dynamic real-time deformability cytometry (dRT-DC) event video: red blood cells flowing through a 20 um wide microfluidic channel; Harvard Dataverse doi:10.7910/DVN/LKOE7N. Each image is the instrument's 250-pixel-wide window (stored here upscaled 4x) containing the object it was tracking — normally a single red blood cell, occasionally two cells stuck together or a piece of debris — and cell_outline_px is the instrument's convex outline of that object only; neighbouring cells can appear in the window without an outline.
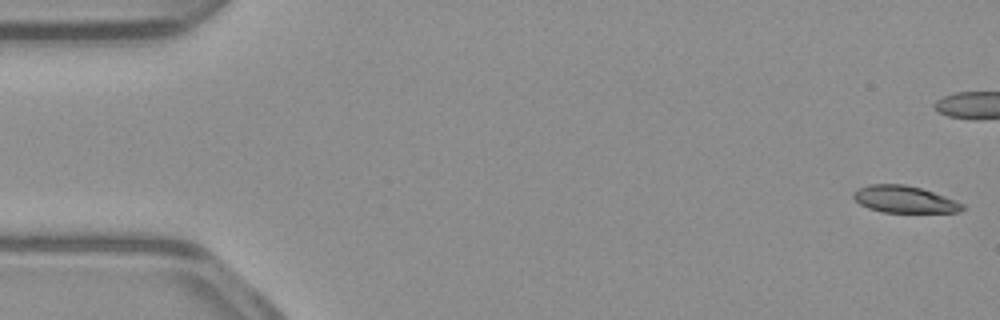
{"species": "common noctule bat (a hibernating species)", "species_latin": "Nyctalus noctula", "temperature_condition": "warm", "stored_images_in_passage": 41, "camera_frame_rate_fps": 3000, "um_per_image_px": 0.085, "animal": {"sex": "male", "body_mass_g": 23.1, "forearm_length_mm": 52.7}, "frame": {"image": 1, "passage_image": 1, "time_ms": 0.0, "image_size_px": [1000, 320], "cell_outline_px": [[964, 208], [960, 212], [884, 212], [868, 208], [860, 204], [852, 196], [852, 192], [868, 184], [904, 184], [920, 188], [956, 200], [964, 204]], "centroid_in_image_um": [76.86, 16.94], "position_along_channel_um": 8.1, "area_um2": 16.99}}
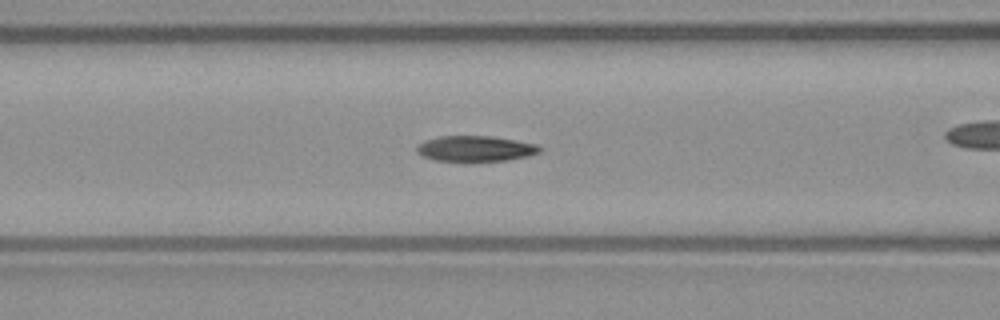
{"frame": {"image": 2, "passage_image": 21, "time_ms": 6.667, "image_size_px": [1000, 320], "cell_outline_px": [[540, 152], [528, 156], [508, 160], [436, 160], [424, 156], [416, 152], [416, 148], [424, 140], [440, 136], [492, 136], [516, 140], [536, 144], [540, 148]], "centroid_in_image_um": [40.42, 12.61], "position_along_channel_um": 126.2, "area_um2": 17.98}}
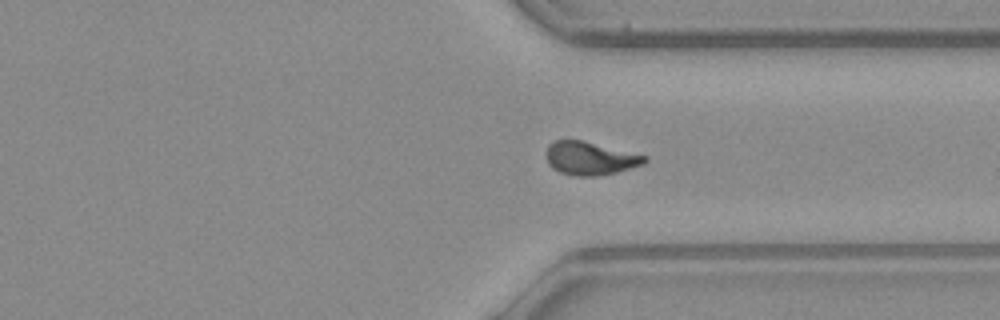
{"frame": {"image": 3, "passage_image": 39, "time_ms": 12.667, "image_size_px": [1000, 320], "cell_outline_px": [[648, 160], [644, 164], [616, 172], [596, 176], [576, 176], [560, 172], [552, 168], [548, 164], [548, 144], [552, 140], [580, 140], [648, 156]], "centroid_in_image_um": [50.17, 13.46], "position_along_channel_um": 361.2, "area_um2": 18.84}}